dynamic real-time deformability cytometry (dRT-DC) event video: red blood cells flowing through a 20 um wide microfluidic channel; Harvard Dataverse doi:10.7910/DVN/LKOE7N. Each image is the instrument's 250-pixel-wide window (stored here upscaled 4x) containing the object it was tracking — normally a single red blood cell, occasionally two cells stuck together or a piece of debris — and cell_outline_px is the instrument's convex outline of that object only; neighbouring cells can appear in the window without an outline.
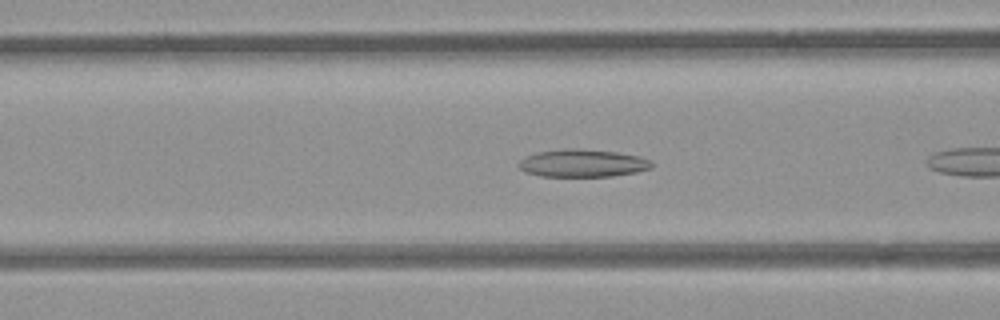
{"species": "common noctule bat (a hibernating species)", "species_latin": "Nyctalus noctula", "temperature_condition": "room temperature", "stored_images_in_passage": 8, "camera_frame_rate_fps": 3000, "um_per_image_px": 0.085, "animal": {"sex": "female", "body_mass_g": 21.9}, "frame": {"image": 1, "passage_image": 4, "time_ms": 1.0, "image_size_px": [1000, 320], "cell_outline_px": [[652, 168], [636, 172], [612, 176], [540, 176], [524, 172], [516, 164], [524, 156], [536, 152], [568, 148], [572, 148], [616, 152], [640, 156], [652, 160]], "centroid_in_image_um": [49.49, 13.87], "position_along_channel_um": 117.1, "area_um2": 21.56}}
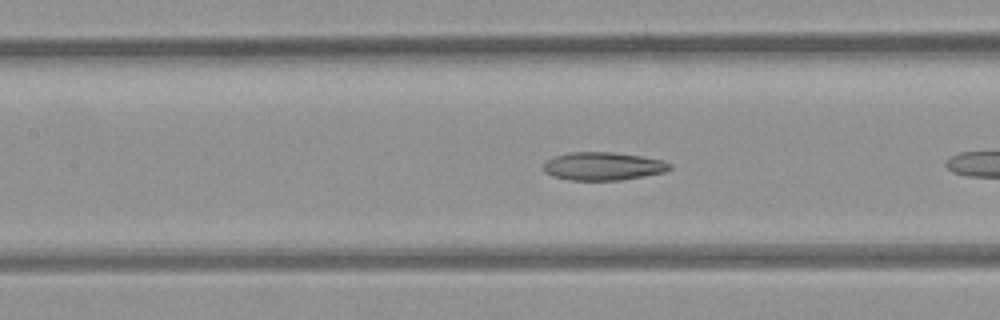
{"frame": {"image": 2, "passage_image": 7, "time_ms": 2.0, "image_size_px": [1000, 320], "cell_outline_px": [[672, 168], [664, 172], [644, 176], [620, 180], [568, 180], [552, 176], [544, 172], [544, 164], [548, 160], [556, 156], [572, 152], [612, 152], [644, 156], [660, 160], [672, 164]], "centroid_in_image_um": [51.28, 14.13], "position_along_channel_um": 156.1, "area_um2": 20.63}}